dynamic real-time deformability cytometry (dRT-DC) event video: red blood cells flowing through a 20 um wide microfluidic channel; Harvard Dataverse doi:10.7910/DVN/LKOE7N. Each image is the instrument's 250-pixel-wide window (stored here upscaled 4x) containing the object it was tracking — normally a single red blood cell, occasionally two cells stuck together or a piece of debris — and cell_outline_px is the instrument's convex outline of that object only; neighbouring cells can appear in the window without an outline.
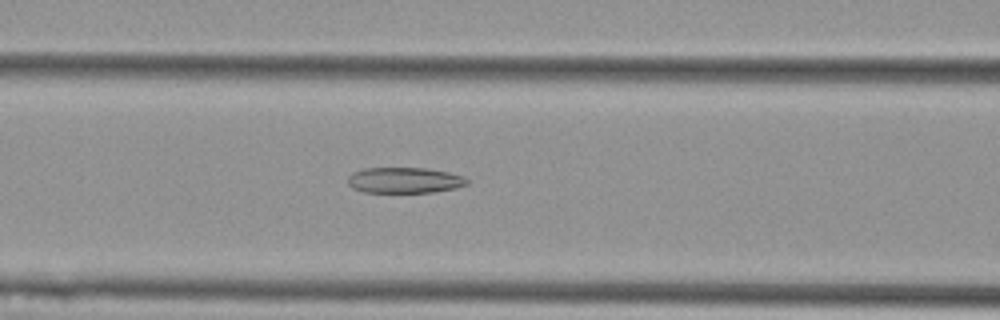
{"species": "Egyptian fruit bat (a non-hibernating species)", "species_latin": "Rousettus aegyptiacus", "temperature_condition": "cold", "stored_images_in_passage": 46, "camera_frame_rate_fps": 3000, "um_per_image_px": 0.085, "animal": {"sex": "female"}, "frame": {"image": 1, "passage_image": 19, "time_ms": 6.0, "image_size_px": [1000, 320], "cell_outline_px": [[468, 184], [456, 188], [432, 192], [364, 192], [352, 188], [348, 184], [348, 176], [352, 172], [364, 168], [424, 168], [448, 172], [464, 176], [468, 180]], "centroid_in_image_um": [34.37, 15.32], "position_along_channel_um": 132.2, "area_um2": 17.92}}
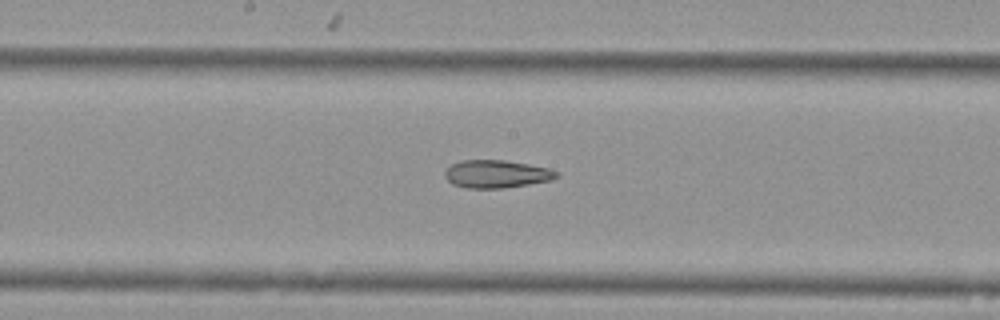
{"frame": {"image": 2, "passage_image": 25, "time_ms": 8.0, "image_size_px": [1000, 320], "cell_outline_px": [[560, 176], [552, 180], [504, 188], [464, 188], [452, 184], [444, 176], [444, 172], [452, 164], [460, 160], [504, 160], [528, 164], [548, 168], [560, 172]], "centroid_in_image_um": [42.21, 14.79], "position_along_channel_um": 206.0, "area_um2": 18.21}}
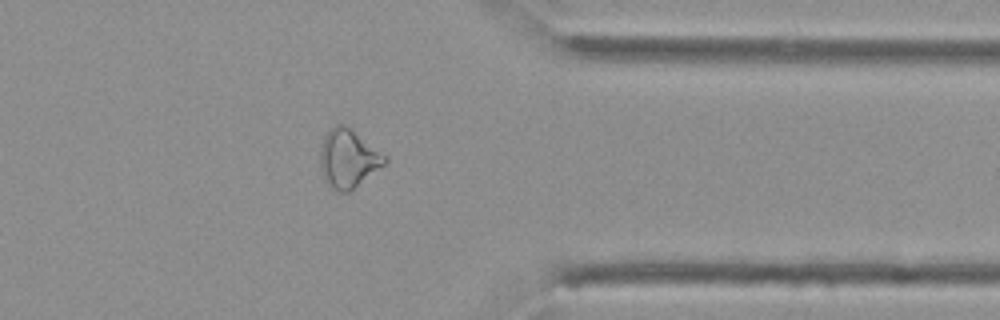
{"frame": {"image": 3, "passage_image": 40, "time_ms": 13.0, "image_size_px": [1000, 320], "cell_outline_px": [[388, 160], [384, 164], [348, 192], [336, 192], [328, 184], [324, 176], [320, 164], [320, 152], [324, 136], [328, 128], [336, 124], [344, 124], [388, 156]], "centroid_in_image_um": [29.59, 13.45], "position_along_channel_um": 381.8, "area_um2": 21.68}}